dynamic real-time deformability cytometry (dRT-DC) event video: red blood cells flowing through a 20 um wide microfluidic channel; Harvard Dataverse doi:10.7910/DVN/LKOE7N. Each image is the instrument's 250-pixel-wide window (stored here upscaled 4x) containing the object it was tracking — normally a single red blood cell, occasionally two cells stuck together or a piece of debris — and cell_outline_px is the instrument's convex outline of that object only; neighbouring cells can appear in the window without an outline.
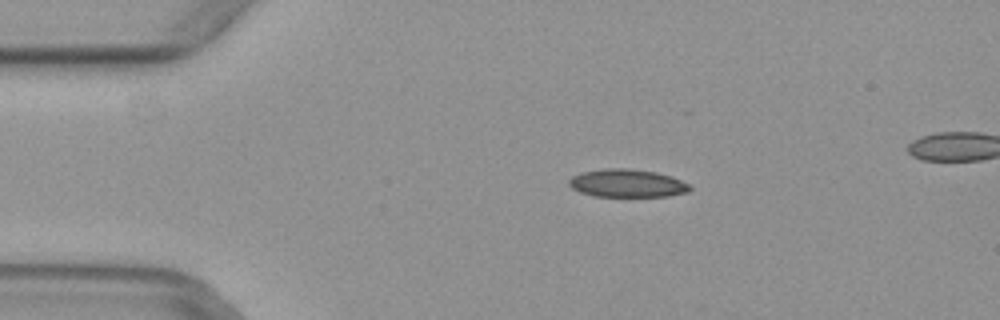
{"species": "common noctule bat (a hibernating species)", "species_latin": "Nyctalus noctula", "temperature_condition": "warm", "stored_images_in_passage": 4, "camera_frame_rate_fps": 3000, "um_per_image_px": 0.085, "animal": {"sex": "female", "body_mass_g": 29.2, "forearm_length_mm": 56.3}, "frame": {"image": 1, "passage_image": 2, "time_ms": 0.333, "image_size_px": [1000, 320], "cell_outline_px": [[692, 188], [688, 192], [668, 196], [592, 196], [580, 192], [572, 188], [568, 184], [568, 180], [572, 176], [580, 172], [608, 168], [628, 168], [656, 172], [672, 176], [688, 184]], "centroid_in_image_um": [53.29, 15.57], "position_along_channel_um": 31.7, "area_um2": 19.77}}